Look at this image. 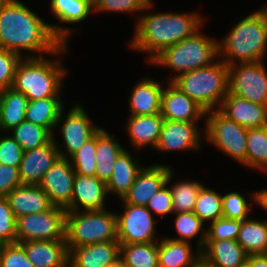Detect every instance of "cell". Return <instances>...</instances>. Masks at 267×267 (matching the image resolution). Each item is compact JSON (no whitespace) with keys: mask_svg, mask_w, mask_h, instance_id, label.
Returning <instances> with one entry per match:
<instances>
[{"mask_svg":"<svg viewBox=\"0 0 267 267\" xmlns=\"http://www.w3.org/2000/svg\"><path fill=\"white\" fill-rule=\"evenodd\" d=\"M73 33L71 28L49 24L32 12L20 0H10L0 8V49L10 50L22 56V50L43 54H64Z\"/></svg>","mask_w":267,"mask_h":267,"instance_id":"cell-1","label":"cell"},{"mask_svg":"<svg viewBox=\"0 0 267 267\" xmlns=\"http://www.w3.org/2000/svg\"><path fill=\"white\" fill-rule=\"evenodd\" d=\"M203 19L196 12L139 15L130 47L149 53L146 58V62L149 63L163 49L179 43L198 31Z\"/></svg>","mask_w":267,"mask_h":267,"instance_id":"cell-2","label":"cell"},{"mask_svg":"<svg viewBox=\"0 0 267 267\" xmlns=\"http://www.w3.org/2000/svg\"><path fill=\"white\" fill-rule=\"evenodd\" d=\"M267 51V6L238 21L222 42L218 56L227 65L263 61Z\"/></svg>","mask_w":267,"mask_h":267,"instance_id":"cell-3","label":"cell"},{"mask_svg":"<svg viewBox=\"0 0 267 267\" xmlns=\"http://www.w3.org/2000/svg\"><path fill=\"white\" fill-rule=\"evenodd\" d=\"M66 72L58 59L25 56L17 65L11 88L23 93L29 101L59 97Z\"/></svg>","mask_w":267,"mask_h":267,"instance_id":"cell-4","label":"cell"},{"mask_svg":"<svg viewBox=\"0 0 267 267\" xmlns=\"http://www.w3.org/2000/svg\"><path fill=\"white\" fill-rule=\"evenodd\" d=\"M171 83L206 111L215 110L228 93V65L221 58L206 67L180 74Z\"/></svg>","mask_w":267,"mask_h":267,"instance_id":"cell-5","label":"cell"},{"mask_svg":"<svg viewBox=\"0 0 267 267\" xmlns=\"http://www.w3.org/2000/svg\"><path fill=\"white\" fill-rule=\"evenodd\" d=\"M200 29L179 43L163 49L149 63L165 66L177 72L170 82L178 75L206 67L214 63L218 56V41L208 38Z\"/></svg>","mask_w":267,"mask_h":267,"instance_id":"cell-6","label":"cell"},{"mask_svg":"<svg viewBox=\"0 0 267 267\" xmlns=\"http://www.w3.org/2000/svg\"><path fill=\"white\" fill-rule=\"evenodd\" d=\"M65 239L68 251L117 239L116 213L104 210L66 211Z\"/></svg>","mask_w":267,"mask_h":267,"instance_id":"cell-7","label":"cell"},{"mask_svg":"<svg viewBox=\"0 0 267 267\" xmlns=\"http://www.w3.org/2000/svg\"><path fill=\"white\" fill-rule=\"evenodd\" d=\"M205 140L223 154L247 166V130L218 109L206 111Z\"/></svg>","mask_w":267,"mask_h":267,"instance_id":"cell-8","label":"cell"},{"mask_svg":"<svg viewBox=\"0 0 267 267\" xmlns=\"http://www.w3.org/2000/svg\"><path fill=\"white\" fill-rule=\"evenodd\" d=\"M263 64L260 61L228 65V91L267 106V71Z\"/></svg>","mask_w":267,"mask_h":267,"instance_id":"cell-9","label":"cell"},{"mask_svg":"<svg viewBox=\"0 0 267 267\" xmlns=\"http://www.w3.org/2000/svg\"><path fill=\"white\" fill-rule=\"evenodd\" d=\"M66 209L54 206L42 212L20 216L16 222V242L66 240Z\"/></svg>","mask_w":267,"mask_h":267,"instance_id":"cell-10","label":"cell"},{"mask_svg":"<svg viewBox=\"0 0 267 267\" xmlns=\"http://www.w3.org/2000/svg\"><path fill=\"white\" fill-rule=\"evenodd\" d=\"M124 213H116L117 239L120 244L155 242V221L146 206L122 204Z\"/></svg>","mask_w":267,"mask_h":267,"instance_id":"cell-11","label":"cell"},{"mask_svg":"<svg viewBox=\"0 0 267 267\" xmlns=\"http://www.w3.org/2000/svg\"><path fill=\"white\" fill-rule=\"evenodd\" d=\"M69 110L67 116L64 117L63 124L59 127L66 152L58 147L60 158L67 159L101 128L92 123V120L80 104L73 106Z\"/></svg>","mask_w":267,"mask_h":267,"instance_id":"cell-12","label":"cell"},{"mask_svg":"<svg viewBox=\"0 0 267 267\" xmlns=\"http://www.w3.org/2000/svg\"><path fill=\"white\" fill-rule=\"evenodd\" d=\"M75 175L70 160L59 158L44 174L39 186L48 194L54 206L66 209L72 201Z\"/></svg>","mask_w":267,"mask_h":267,"instance_id":"cell-13","label":"cell"},{"mask_svg":"<svg viewBox=\"0 0 267 267\" xmlns=\"http://www.w3.org/2000/svg\"><path fill=\"white\" fill-rule=\"evenodd\" d=\"M171 169V166L165 164H152L143 167L121 202L123 204L146 206L150 198L167 183Z\"/></svg>","mask_w":267,"mask_h":267,"instance_id":"cell-14","label":"cell"},{"mask_svg":"<svg viewBox=\"0 0 267 267\" xmlns=\"http://www.w3.org/2000/svg\"><path fill=\"white\" fill-rule=\"evenodd\" d=\"M54 137L41 147L24 151L18 167L22 184L39 185L44 174L59 160V145Z\"/></svg>","mask_w":267,"mask_h":267,"instance_id":"cell-15","label":"cell"},{"mask_svg":"<svg viewBox=\"0 0 267 267\" xmlns=\"http://www.w3.org/2000/svg\"><path fill=\"white\" fill-rule=\"evenodd\" d=\"M195 123L197 122L164 119L161 134L155 149L161 152L200 149V141L202 140L200 138H202L204 134L201 136V132Z\"/></svg>","mask_w":267,"mask_h":267,"instance_id":"cell-16","label":"cell"},{"mask_svg":"<svg viewBox=\"0 0 267 267\" xmlns=\"http://www.w3.org/2000/svg\"><path fill=\"white\" fill-rule=\"evenodd\" d=\"M161 116L171 121L198 122L206 116V110L169 81L161 95Z\"/></svg>","mask_w":267,"mask_h":267,"instance_id":"cell-17","label":"cell"},{"mask_svg":"<svg viewBox=\"0 0 267 267\" xmlns=\"http://www.w3.org/2000/svg\"><path fill=\"white\" fill-rule=\"evenodd\" d=\"M106 195V183L96 176L75 175L72 201L66 211L104 210Z\"/></svg>","mask_w":267,"mask_h":267,"instance_id":"cell-18","label":"cell"},{"mask_svg":"<svg viewBox=\"0 0 267 267\" xmlns=\"http://www.w3.org/2000/svg\"><path fill=\"white\" fill-rule=\"evenodd\" d=\"M218 110L246 129L267 126V106L253 103L229 91Z\"/></svg>","mask_w":267,"mask_h":267,"instance_id":"cell-19","label":"cell"},{"mask_svg":"<svg viewBox=\"0 0 267 267\" xmlns=\"http://www.w3.org/2000/svg\"><path fill=\"white\" fill-rule=\"evenodd\" d=\"M20 244L35 267H69L66 240H31Z\"/></svg>","mask_w":267,"mask_h":267,"instance_id":"cell-20","label":"cell"},{"mask_svg":"<svg viewBox=\"0 0 267 267\" xmlns=\"http://www.w3.org/2000/svg\"><path fill=\"white\" fill-rule=\"evenodd\" d=\"M15 217L42 213L54 207L48 194L39 185L22 184L5 197Z\"/></svg>","mask_w":267,"mask_h":267,"instance_id":"cell-21","label":"cell"},{"mask_svg":"<svg viewBox=\"0 0 267 267\" xmlns=\"http://www.w3.org/2000/svg\"><path fill=\"white\" fill-rule=\"evenodd\" d=\"M120 257L118 240L74 247L69 252V267H106Z\"/></svg>","mask_w":267,"mask_h":267,"instance_id":"cell-22","label":"cell"},{"mask_svg":"<svg viewBox=\"0 0 267 267\" xmlns=\"http://www.w3.org/2000/svg\"><path fill=\"white\" fill-rule=\"evenodd\" d=\"M201 256L215 267H240L248 254L237 240H206Z\"/></svg>","mask_w":267,"mask_h":267,"instance_id":"cell-23","label":"cell"},{"mask_svg":"<svg viewBox=\"0 0 267 267\" xmlns=\"http://www.w3.org/2000/svg\"><path fill=\"white\" fill-rule=\"evenodd\" d=\"M164 86L159 82L144 78L132 88L130 94V115H154L161 113V95Z\"/></svg>","mask_w":267,"mask_h":267,"instance_id":"cell-24","label":"cell"},{"mask_svg":"<svg viewBox=\"0 0 267 267\" xmlns=\"http://www.w3.org/2000/svg\"><path fill=\"white\" fill-rule=\"evenodd\" d=\"M164 118L154 115H130L126 130L130 141L137 149L149 146L155 148L161 134Z\"/></svg>","mask_w":267,"mask_h":267,"instance_id":"cell-25","label":"cell"},{"mask_svg":"<svg viewBox=\"0 0 267 267\" xmlns=\"http://www.w3.org/2000/svg\"><path fill=\"white\" fill-rule=\"evenodd\" d=\"M64 104L60 97H49L30 101L25 112V120L45 127L52 135L54 128L64 119Z\"/></svg>","mask_w":267,"mask_h":267,"instance_id":"cell-26","label":"cell"},{"mask_svg":"<svg viewBox=\"0 0 267 267\" xmlns=\"http://www.w3.org/2000/svg\"><path fill=\"white\" fill-rule=\"evenodd\" d=\"M142 169L143 166L139 165L138 160H134L129 151L125 149L116 159L112 175L106 183L108 195L109 193H112V195L117 194V197L121 200L129 191Z\"/></svg>","mask_w":267,"mask_h":267,"instance_id":"cell-27","label":"cell"},{"mask_svg":"<svg viewBox=\"0 0 267 267\" xmlns=\"http://www.w3.org/2000/svg\"><path fill=\"white\" fill-rule=\"evenodd\" d=\"M191 243L162 238L158 243L159 267H191L200 257L201 251L193 254Z\"/></svg>","mask_w":267,"mask_h":267,"instance_id":"cell-28","label":"cell"},{"mask_svg":"<svg viewBox=\"0 0 267 267\" xmlns=\"http://www.w3.org/2000/svg\"><path fill=\"white\" fill-rule=\"evenodd\" d=\"M125 150L105 129L97 131L96 177L107 183L114 170L116 159Z\"/></svg>","mask_w":267,"mask_h":267,"instance_id":"cell-29","label":"cell"},{"mask_svg":"<svg viewBox=\"0 0 267 267\" xmlns=\"http://www.w3.org/2000/svg\"><path fill=\"white\" fill-rule=\"evenodd\" d=\"M237 242L250 255H267V219L241 221Z\"/></svg>","mask_w":267,"mask_h":267,"instance_id":"cell-30","label":"cell"},{"mask_svg":"<svg viewBox=\"0 0 267 267\" xmlns=\"http://www.w3.org/2000/svg\"><path fill=\"white\" fill-rule=\"evenodd\" d=\"M29 102L23 93L12 88L2 91L0 129L6 133L25 121V112Z\"/></svg>","mask_w":267,"mask_h":267,"instance_id":"cell-31","label":"cell"},{"mask_svg":"<svg viewBox=\"0 0 267 267\" xmlns=\"http://www.w3.org/2000/svg\"><path fill=\"white\" fill-rule=\"evenodd\" d=\"M125 267H159L157 242L120 244Z\"/></svg>","mask_w":267,"mask_h":267,"instance_id":"cell-32","label":"cell"},{"mask_svg":"<svg viewBox=\"0 0 267 267\" xmlns=\"http://www.w3.org/2000/svg\"><path fill=\"white\" fill-rule=\"evenodd\" d=\"M50 5L56 19L66 24L80 23L94 12L89 0H50Z\"/></svg>","mask_w":267,"mask_h":267,"instance_id":"cell-33","label":"cell"},{"mask_svg":"<svg viewBox=\"0 0 267 267\" xmlns=\"http://www.w3.org/2000/svg\"><path fill=\"white\" fill-rule=\"evenodd\" d=\"M10 131L11 137L23 148V151L41 147L52 139V134L45 127L27 120Z\"/></svg>","mask_w":267,"mask_h":267,"instance_id":"cell-34","label":"cell"},{"mask_svg":"<svg viewBox=\"0 0 267 267\" xmlns=\"http://www.w3.org/2000/svg\"><path fill=\"white\" fill-rule=\"evenodd\" d=\"M267 171V126L247 130V167Z\"/></svg>","mask_w":267,"mask_h":267,"instance_id":"cell-35","label":"cell"},{"mask_svg":"<svg viewBox=\"0 0 267 267\" xmlns=\"http://www.w3.org/2000/svg\"><path fill=\"white\" fill-rule=\"evenodd\" d=\"M175 228L179 237L169 238L175 241L190 243V240L199 236L198 249L201 251L206 242V228L204 222L194 212L176 213ZM201 233V235H199Z\"/></svg>","mask_w":267,"mask_h":267,"instance_id":"cell-36","label":"cell"},{"mask_svg":"<svg viewBox=\"0 0 267 267\" xmlns=\"http://www.w3.org/2000/svg\"><path fill=\"white\" fill-rule=\"evenodd\" d=\"M203 186L200 182L193 180H182L172 184L170 190L173 211L175 213L193 212L198 194Z\"/></svg>","mask_w":267,"mask_h":267,"instance_id":"cell-37","label":"cell"},{"mask_svg":"<svg viewBox=\"0 0 267 267\" xmlns=\"http://www.w3.org/2000/svg\"><path fill=\"white\" fill-rule=\"evenodd\" d=\"M204 223L223 217L222 195L203 186L198 194L193 211Z\"/></svg>","mask_w":267,"mask_h":267,"instance_id":"cell-38","label":"cell"},{"mask_svg":"<svg viewBox=\"0 0 267 267\" xmlns=\"http://www.w3.org/2000/svg\"><path fill=\"white\" fill-rule=\"evenodd\" d=\"M97 132L68 159L76 175L96 176Z\"/></svg>","mask_w":267,"mask_h":267,"instance_id":"cell-39","label":"cell"},{"mask_svg":"<svg viewBox=\"0 0 267 267\" xmlns=\"http://www.w3.org/2000/svg\"><path fill=\"white\" fill-rule=\"evenodd\" d=\"M94 12H125L134 13L151 9V0H97L94 4Z\"/></svg>","mask_w":267,"mask_h":267,"instance_id":"cell-40","label":"cell"},{"mask_svg":"<svg viewBox=\"0 0 267 267\" xmlns=\"http://www.w3.org/2000/svg\"><path fill=\"white\" fill-rule=\"evenodd\" d=\"M251 204L238 192H230L222 195L223 217L234 220L248 219Z\"/></svg>","mask_w":267,"mask_h":267,"instance_id":"cell-41","label":"cell"},{"mask_svg":"<svg viewBox=\"0 0 267 267\" xmlns=\"http://www.w3.org/2000/svg\"><path fill=\"white\" fill-rule=\"evenodd\" d=\"M210 223L211 226L206 229V240H237L240 220L222 217Z\"/></svg>","mask_w":267,"mask_h":267,"instance_id":"cell-42","label":"cell"},{"mask_svg":"<svg viewBox=\"0 0 267 267\" xmlns=\"http://www.w3.org/2000/svg\"><path fill=\"white\" fill-rule=\"evenodd\" d=\"M0 267H35L20 243L0 245Z\"/></svg>","mask_w":267,"mask_h":267,"instance_id":"cell-43","label":"cell"},{"mask_svg":"<svg viewBox=\"0 0 267 267\" xmlns=\"http://www.w3.org/2000/svg\"><path fill=\"white\" fill-rule=\"evenodd\" d=\"M17 218L5 197H0V245L16 242Z\"/></svg>","mask_w":267,"mask_h":267,"instance_id":"cell-44","label":"cell"},{"mask_svg":"<svg viewBox=\"0 0 267 267\" xmlns=\"http://www.w3.org/2000/svg\"><path fill=\"white\" fill-rule=\"evenodd\" d=\"M23 56L0 49V92L11 88L18 63Z\"/></svg>","mask_w":267,"mask_h":267,"instance_id":"cell-45","label":"cell"},{"mask_svg":"<svg viewBox=\"0 0 267 267\" xmlns=\"http://www.w3.org/2000/svg\"><path fill=\"white\" fill-rule=\"evenodd\" d=\"M173 169H171L167 183L148 201L146 208L152 213L160 215L161 217L173 211L172 193L168 184L173 179Z\"/></svg>","mask_w":267,"mask_h":267,"instance_id":"cell-46","label":"cell"},{"mask_svg":"<svg viewBox=\"0 0 267 267\" xmlns=\"http://www.w3.org/2000/svg\"><path fill=\"white\" fill-rule=\"evenodd\" d=\"M23 148L9 135L0 137V164L19 167L23 158Z\"/></svg>","mask_w":267,"mask_h":267,"instance_id":"cell-47","label":"cell"},{"mask_svg":"<svg viewBox=\"0 0 267 267\" xmlns=\"http://www.w3.org/2000/svg\"><path fill=\"white\" fill-rule=\"evenodd\" d=\"M20 185L22 182L18 168L0 164V197H6L12 189Z\"/></svg>","mask_w":267,"mask_h":267,"instance_id":"cell-48","label":"cell"},{"mask_svg":"<svg viewBox=\"0 0 267 267\" xmlns=\"http://www.w3.org/2000/svg\"><path fill=\"white\" fill-rule=\"evenodd\" d=\"M253 201L258 204L263 210L267 211V189L259 190L256 193H252Z\"/></svg>","mask_w":267,"mask_h":267,"instance_id":"cell-49","label":"cell"},{"mask_svg":"<svg viewBox=\"0 0 267 267\" xmlns=\"http://www.w3.org/2000/svg\"><path fill=\"white\" fill-rule=\"evenodd\" d=\"M247 263L251 267H267V255H250Z\"/></svg>","mask_w":267,"mask_h":267,"instance_id":"cell-50","label":"cell"},{"mask_svg":"<svg viewBox=\"0 0 267 267\" xmlns=\"http://www.w3.org/2000/svg\"><path fill=\"white\" fill-rule=\"evenodd\" d=\"M191 267H215L206 261L202 256Z\"/></svg>","mask_w":267,"mask_h":267,"instance_id":"cell-51","label":"cell"},{"mask_svg":"<svg viewBox=\"0 0 267 267\" xmlns=\"http://www.w3.org/2000/svg\"><path fill=\"white\" fill-rule=\"evenodd\" d=\"M106 267H125V264H124L122 258L119 257L117 260H115L114 262L110 263Z\"/></svg>","mask_w":267,"mask_h":267,"instance_id":"cell-52","label":"cell"},{"mask_svg":"<svg viewBox=\"0 0 267 267\" xmlns=\"http://www.w3.org/2000/svg\"><path fill=\"white\" fill-rule=\"evenodd\" d=\"M10 0H0V8L7 4Z\"/></svg>","mask_w":267,"mask_h":267,"instance_id":"cell-53","label":"cell"},{"mask_svg":"<svg viewBox=\"0 0 267 267\" xmlns=\"http://www.w3.org/2000/svg\"><path fill=\"white\" fill-rule=\"evenodd\" d=\"M1 110H2V92H0V118H1Z\"/></svg>","mask_w":267,"mask_h":267,"instance_id":"cell-54","label":"cell"},{"mask_svg":"<svg viewBox=\"0 0 267 267\" xmlns=\"http://www.w3.org/2000/svg\"><path fill=\"white\" fill-rule=\"evenodd\" d=\"M240 267H251L247 262L241 265Z\"/></svg>","mask_w":267,"mask_h":267,"instance_id":"cell-55","label":"cell"},{"mask_svg":"<svg viewBox=\"0 0 267 267\" xmlns=\"http://www.w3.org/2000/svg\"><path fill=\"white\" fill-rule=\"evenodd\" d=\"M90 2H92L93 4L97 1V0H89Z\"/></svg>","mask_w":267,"mask_h":267,"instance_id":"cell-56","label":"cell"}]
</instances>
